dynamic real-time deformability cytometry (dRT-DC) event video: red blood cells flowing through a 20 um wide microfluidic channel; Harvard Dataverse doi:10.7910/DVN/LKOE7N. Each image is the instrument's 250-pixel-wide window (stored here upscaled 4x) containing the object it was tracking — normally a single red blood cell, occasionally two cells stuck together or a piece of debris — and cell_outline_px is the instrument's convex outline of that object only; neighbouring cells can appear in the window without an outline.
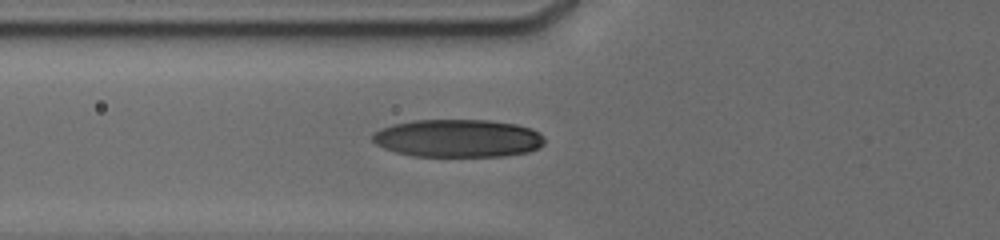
{"species": "human", "species_latin": "Homo sapiens", "temperature_condition": "cold", "stored_images_in_passage": 44, "camera_frame_rate_fps": 3000, "um_per_image_px": 0.085, "donor": {"sex": "male"}, "frame": {"image": 1, "passage_image": 2, "time_ms": 0.667, "image_size_px": [1000, 240], "cell_outline_px": [[544, 144], [540, 148], [528, 152], [504, 156], [412, 156], [396, 152], [384, 148], [376, 144], [372, 140], [372, 136], [380, 128], [392, 124], [416, 120], [488, 120], [516, 124], [540, 132], [544, 136]], "centroid_in_image_um": [38.94, 11.75], "position_along_channel_um": 86.9, "area_um2": 38.09}}
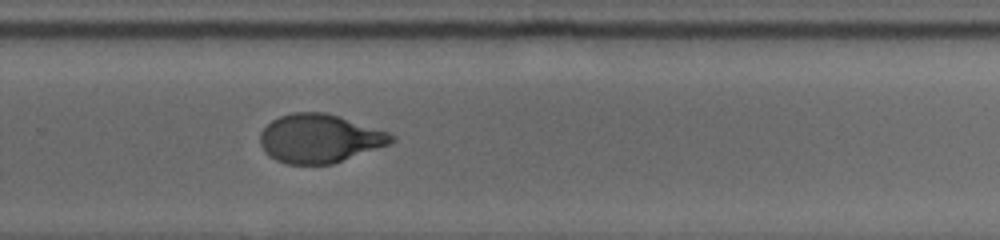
{"frame": {"image": 2, "passage_image": 25, "time_ms": 6.333, "image_size_px": [1000, 240], "cell_outline_px": [[396, 140], [388, 144], [332, 164], [288, 164], [276, 160], [264, 152], [260, 144], [260, 132], [272, 120], [280, 116], [292, 112], [324, 112], [340, 116], [388, 132], [396, 136]], "centroid_in_image_um": [27.14, 11.76], "position_along_channel_um": 302.7, "area_um2": 37.05}}
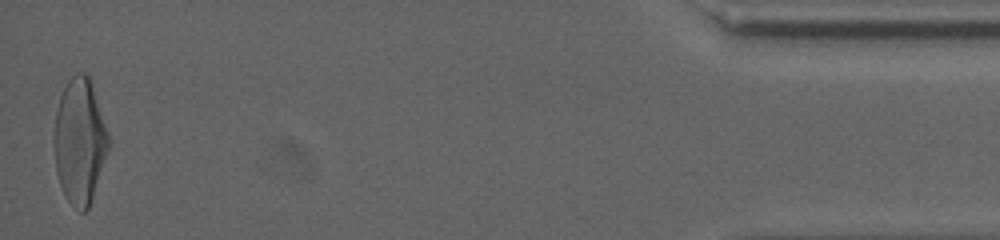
{"frame": {"image": 3, "passage_image": 44, "time_ms": 11.667, "image_size_px": [1000, 240], "cell_outline_px": [[112, 140], [88, 208], [84, 212], [80, 212], [68, 200], [60, 184], [56, 172], [52, 140], [56, 112], [60, 96], [68, 80], [76, 72], [84, 72], [88, 76]], "centroid_in_image_um": [6.77, 11.98], "position_along_channel_um": 428.4, "area_um2": 39.82}, "authors_computed_cell_mechanics": {"area_um2": 37.7434, "velocity_mm_per_s": 3.7946, "shape_relaxation_time_tau1_ms": 3.5946, "shape_relaxation_time_tau2_ms": 1.0281, "deformation_change_tau1": 0.187, "deformation_change_tau2": 0.0574}}